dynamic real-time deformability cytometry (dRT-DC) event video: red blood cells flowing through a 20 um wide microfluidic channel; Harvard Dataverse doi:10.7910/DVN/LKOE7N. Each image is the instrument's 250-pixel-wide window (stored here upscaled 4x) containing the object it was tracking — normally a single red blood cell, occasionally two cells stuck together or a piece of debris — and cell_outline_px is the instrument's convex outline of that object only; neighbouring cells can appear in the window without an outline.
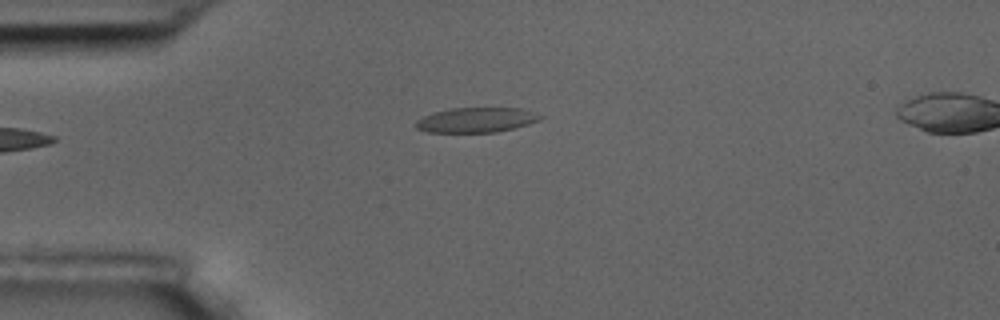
{"species": "common noctule bat (a hibernating species)", "species_latin": "Nyctalus noctula", "temperature_condition": "room temperature", "stored_images_in_passage": 4, "camera_frame_rate_fps": 3000, "um_per_image_px": 0.085, "animal": {"sex": "male", "body_mass_g": 17.5, "forearm_length_mm": 52.3}, "frame": {"image": 1, "passage_image": 4, "time_ms": 3.333, "image_size_px": [1000, 320], "cell_outline_px": [[544, 116], [540, 120], [528, 124], [496, 132], [428, 132], [416, 128], [412, 124], [416, 120], [432, 112], [452, 108], [520, 108]], "centroid_in_image_um": [40.43, 10.19], "position_along_channel_um": 44.6, "area_um2": 18.03}}